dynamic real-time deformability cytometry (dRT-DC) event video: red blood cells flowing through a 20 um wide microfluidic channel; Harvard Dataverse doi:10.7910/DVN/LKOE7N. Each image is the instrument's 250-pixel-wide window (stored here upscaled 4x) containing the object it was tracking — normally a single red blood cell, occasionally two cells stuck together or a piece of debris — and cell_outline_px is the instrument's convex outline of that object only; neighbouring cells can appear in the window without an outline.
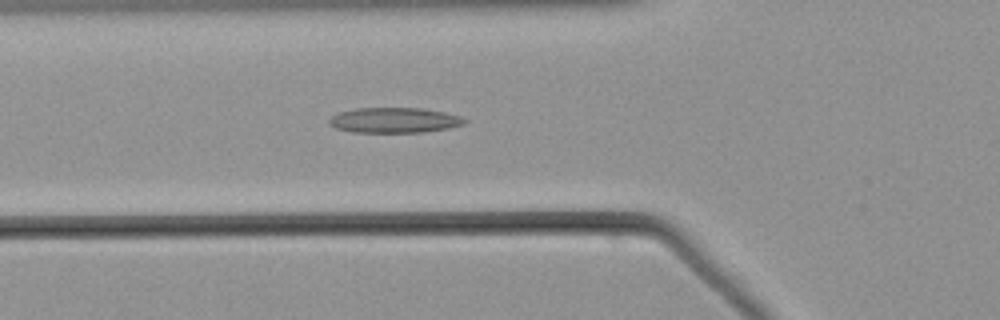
{"species": "common noctule bat (a hibernating species)", "species_latin": "Nyctalus noctula", "temperature_condition": "warm", "stored_images_in_passage": 54, "camera_frame_rate_fps": 3000, "um_per_image_px": 0.085, "animal": {"sex": "male", "body_mass_g": 21.5, "forearm_length_mm": 52.0}, "frame": {"image": 1, "passage_image": 20, "time_ms": 6.333, "image_size_px": [1000, 320], "cell_outline_px": [[468, 120], [464, 124], [448, 128], [424, 132], [352, 132], [336, 128], [328, 124], [328, 120], [332, 116], [340, 112], [356, 108], [420, 108], [444, 112], [460, 116]], "centroid_in_image_um": [33.51, 10.22], "position_along_channel_um": 92.3, "area_um2": 19.88}}
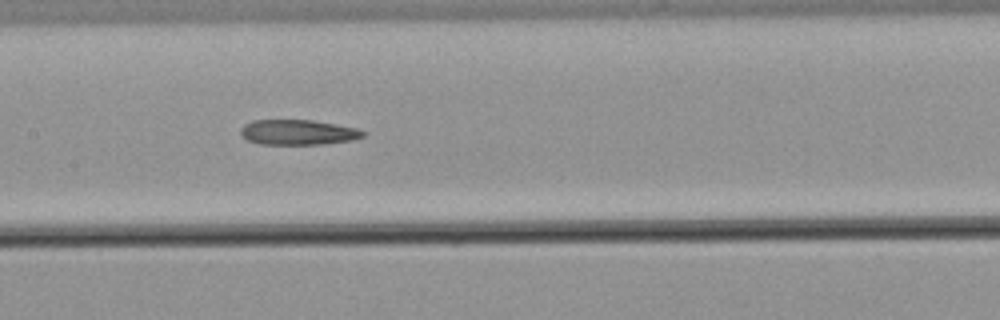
{"frame": {"image": 2, "passage_image": 27, "time_ms": 8.667, "image_size_px": [1000, 320], "cell_outline_px": [[368, 132], [364, 136], [352, 140], [324, 144], [260, 144], [248, 140], [240, 136], [240, 128], [244, 124], [252, 120], [312, 120], [356, 128]], "centroid_in_image_um": [25.31, 11.24], "position_along_channel_um": 182.1, "area_um2": 18.03}}
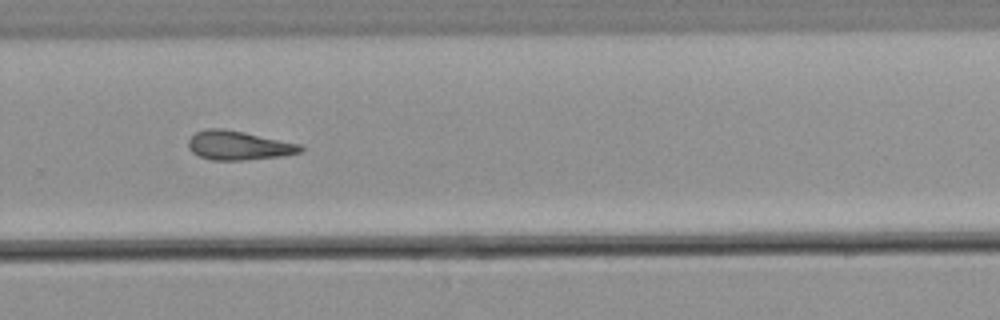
{"frame": {"image": 3, "passage_image": 37, "time_ms": 12.0, "image_size_px": [1000, 320], "cell_outline_px": [[304, 148], [300, 152], [284, 156], [244, 160], [212, 160], [200, 156], [192, 152], [188, 148], [188, 140], [196, 132], [208, 128], [220, 128], [244, 132], [300, 144]], "centroid_in_image_um": [20.27, 12.37], "position_along_channel_um": 309.5, "area_um2": 18.9}}